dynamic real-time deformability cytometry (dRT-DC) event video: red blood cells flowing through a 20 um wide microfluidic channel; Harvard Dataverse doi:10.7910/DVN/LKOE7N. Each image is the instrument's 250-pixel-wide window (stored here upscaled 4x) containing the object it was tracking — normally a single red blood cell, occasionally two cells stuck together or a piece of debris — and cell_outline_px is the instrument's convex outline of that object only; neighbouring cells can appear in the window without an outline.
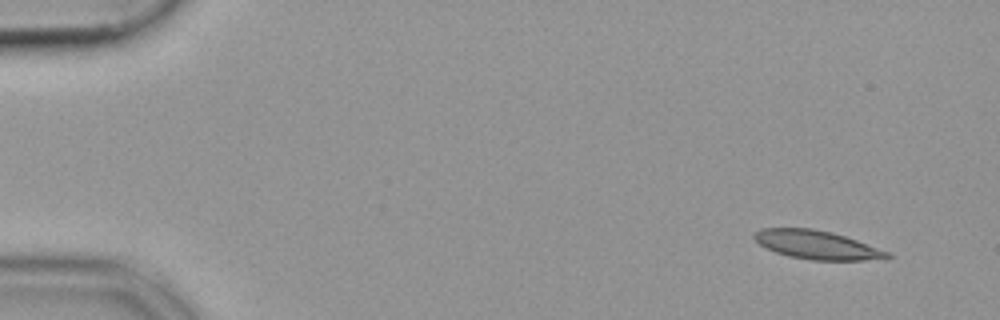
{"species": "common noctule bat (a hibernating species)", "species_latin": "Nyctalus noctula", "temperature_condition": "cold", "stored_images_in_passage": 50, "camera_frame_rate_fps": 3000, "um_per_image_px": 0.085, "animal": {"sex": "female", "body_mass_g": 19.9}, "frame": {"image": 1, "passage_image": 1, "time_ms": 0.0, "image_size_px": [1000, 320], "cell_outline_px": [[892, 256], [864, 260], [812, 260], [788, 256], [776, 252], [760, 244], [752, 236], [760, 228], [812, 228], [832, 232], [856, 240], [888, 252]], "centroid_in_image_um": [69.37, 20.8], "position_along_channel_um": 15.6, "area_um2": 21.73}}
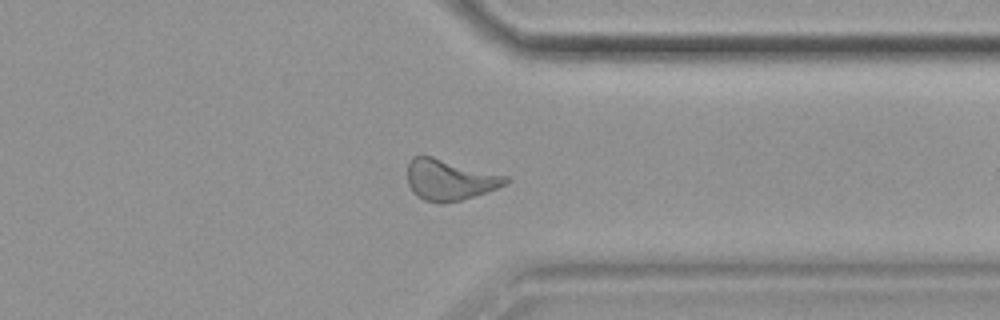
{"frame": {"image": 2, "passage_image": 39, "time_ms": 12.667, "image_size_px": [1000, 320], "cell_outline_px": [[508, 184], [460, 200], [444, 204], [440, 204], [424, 200], [416, 196], [412, 192], [408, 184], [408, 164], [412, 156], [432, 156], [508, 176]], "centroid_in_image_um": [38.19, 15.29], "position_along_channel_um": 373.2, "area_um2": 23.35}}
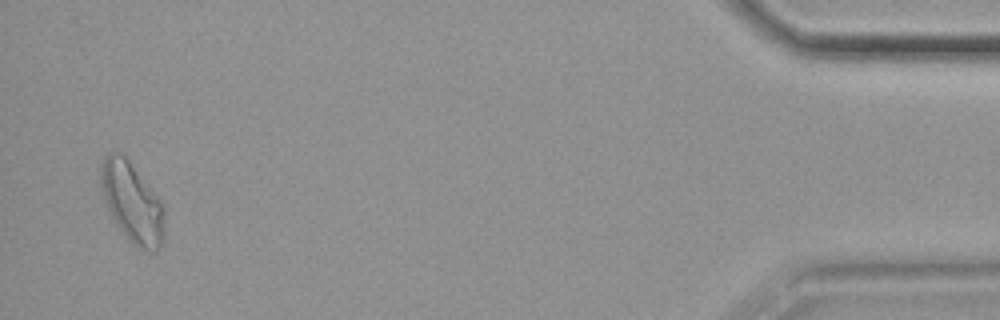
{"frame": {"image": 3, "passage_image": 49, "time_ms": 16.0, "image_size_px": [1000, 320], "cell_outline_px": [[164, 240], [160, 248], [156, 252], [148, 252], [136, 248], [124, 236], [116, 224], [104, 200], [100, 188], [100, 164], [104, 156], [108, 152], [120, 152], [128, 160], [160, 200], [164, 208]], "centroid_in_image_um": [11.22, 17.26], "position_along_channel_um": 424.0, "area_um2": 30.0}}